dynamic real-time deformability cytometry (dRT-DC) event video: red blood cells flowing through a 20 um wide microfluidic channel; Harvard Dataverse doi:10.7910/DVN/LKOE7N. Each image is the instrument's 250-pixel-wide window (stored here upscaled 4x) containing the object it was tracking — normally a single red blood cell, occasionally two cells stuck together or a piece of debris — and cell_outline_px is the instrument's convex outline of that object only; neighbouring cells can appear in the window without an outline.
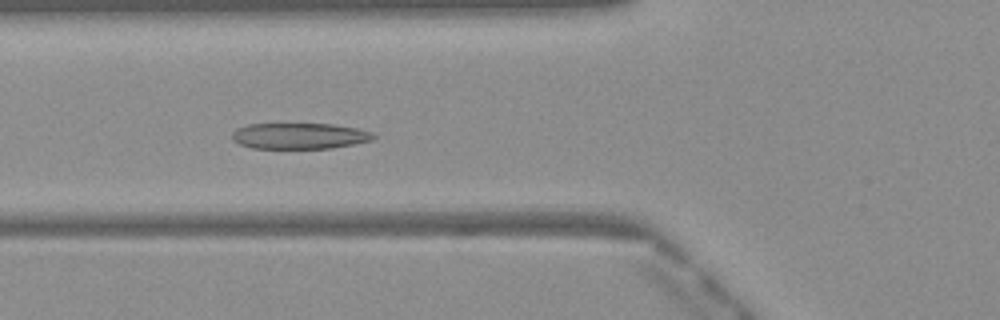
{"species": "Egyptian fruit bat (a non-hibernating species)", "species_latin": "Rousettus aegyptiacus", "temperature_condition": "warm", "stored_images_in_passage": 39, "camera_frame_rate_fps": 3000, "um_per_image_px": 0.085, "frame": {"image": 1, "passage_image": 8, "time_ms": 2.333, "image_size_px": [1000, 320], "cell_outline_px": [[376, 136], [372, 140], [356, 144], [332, 148], [252, 148], [240, 144], [232, 140], [232, 132], [236, 128], [248, 124], [332, 124], [356, 128], [372, 132]], "centroid_in_image_um": [25.45, 11.55], "position_along_channel_um": 100.3, "area_um2": 21.44}}
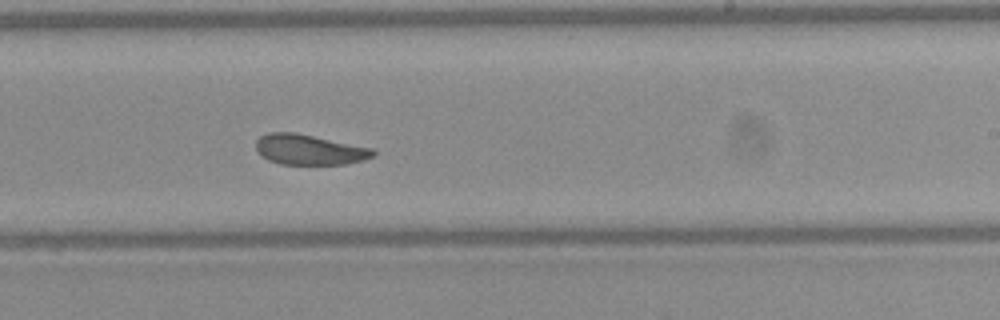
{"frame": {"image": 2, "passage_image": 20, "time_ms": 6.333, "image_size_px": [1000, 320], "cell_outline_px": [[376, 156], [364, 160], [344, 164], [280, 164], [268, 160], [256, 152], [256, 140], [260, 136], [268, 132], [296, 132], [372, 148], [376, 152]], "centroid_in_image_um": [26.28, 12.71], "position_along_channel_um": 262.7, "area_um2": 20.87}}
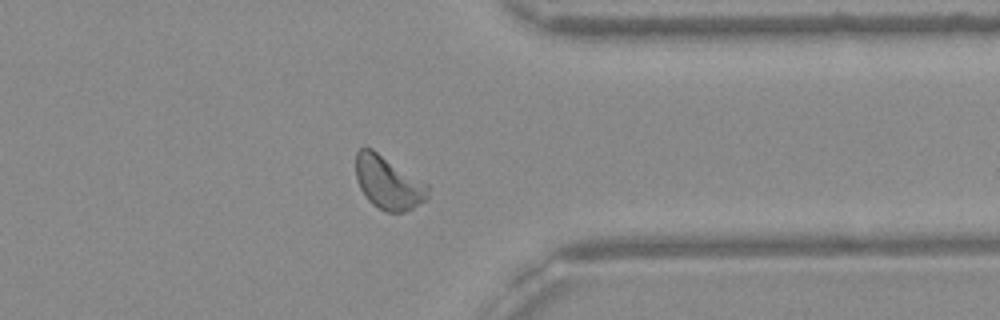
{"frame": {"image": 3, "passage_image": 29, "time_ms": 9.333, "image_size_px": [1000, 320], "cell_outline_px": [[428, 196], [424, 200], [412, 208], [404, 212], [388, 212], [372, 204], [368, 200], [360, 188], [356, 180], [356, 152], [360, 148], [372, 148], [428, 184]], "centroid_in_image_um": [32.98, 15.51], "position_along_channel_um": 378.4, "area_um2": 22.14}, "authors_computed_cell_mechanics": {"area_um2": 21.675, "velocity_mm_per_s": 4.0515, "shape_relaxation_time_tau1_ms": 3.3691, "shape_relaxation_time_tau2_ms": 1.5125, "deformation_change_tau1": 0.1306, "deformation_change_tau2": 0.0596}}